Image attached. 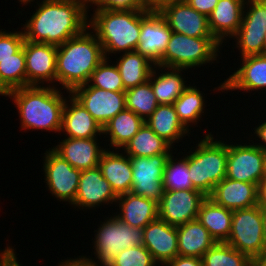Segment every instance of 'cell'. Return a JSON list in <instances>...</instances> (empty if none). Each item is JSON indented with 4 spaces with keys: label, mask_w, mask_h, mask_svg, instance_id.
Returning <instances> with one entry per match:
<instances>
[{
    "label": "cell",
    "mask_w": 266,
    "mask_h": 266,
    "mask_svg": "<svg viewBox=\"0 0 266 266\" xmlns=\"http://www.w3.org/2000/svg\"><path fill=\"white\" fill-rule=\"evenodd\" d=\"M175 100L173 106L176 110L179 121L182 125L192 133L193 127L197 125L201 118L208 113L205 109L207 100L205 101V93L200 88L191 85ZM206 112V113H205ZM194 125V126H193ZM192 127V128H191Z\"/></svg>",
    "instance_id": "obj_31"
},
{
    "label": "cell",
    "mask_w": 266,
    "mask_h": 266,
    "mask_svg": "<svg viewBox=\"0 0 266 266\" xmlns=\"http://www.w3.org/2000/svg\"><path fill=\"white\" fill-rule=\"evenodd\" d=\"M222 46L215 38H197L172 32L162 60L164 67L184 68L188 71L219 63ZM215 61V62H214ZM197 67V68H196Z\"/></svg>",
    "instance_id": "obj_7"
},
{
    "label": "cell",
    "mask_w": 266,
    "mask_h": 266,
    "mask_svg": "<svg viewBox=\"0 0 266 266\" xmlns=\"http://www.w3.org/2000/svg\"><path fill=\"white\" fill-rule=\"evenodd\" d=\"M120 152V153H119ZM98 167L102 176L110 183L116 196L131 191L133 173L130 157L122 150L106 149L100 158Z\"/></svg>",
    "instance_id": "obj_24"
},
{
    "label": "cell",
    "mask_w": 266,
    "mask_h": 266,
    "mask_svg": "<svg viewBox=\"0 0 266 266\" xmlns=\"http://www.w3.org/2000/svg\"><path fill=\"white\" fill-rule=\"evenodd\" d=\"M178 254L201 258L216 241L208 230L197 220L177 226Z\"/></svg>",
    "instance_id": "obj_29"
},
{
    "label": "cell",
    "mask_w": 266,
    "mask_h": 266,
    "mask_svg": "<svg viewBox=\"0 0 266 266\" xmlns=\"http://www.w3.org/2000/svg\"><path fill=\"white\" fill-rule=\"evenodd\" d=\"M148 3V6L152 9V0H145Z\"/></svg>",
    "instance_id": "obj_57"
},
{
    "label": "cell",
    "mask_w": 266,
    "mask_h": 266,
    "mask_svg": "<svg viewBox=\"0 0 266 266\" xmlns=\"http://www.w3.org/2000/svg\"><path fill=\"white\" fill-rule=\"evenodd\" d=\"M12 90L4 83L0 75V96L10 97Z\"/></svg>",
    "instance_id": "obj_50"
},
{
    "label": "cell",
    "mask_w": 266,
    "mask_h": 266,
    "mask_svg": "<svg viewBox=\"0 0 266 266\" xmlns=\"http://www.w3.org/2000/svg\"><path fill=\"white\" fill-rule=\"evenodd\" d=\"M258 186L254 183L225 177L208 196L215 204L230 210L246 209L257 205Z\"/></svg>",
    "instance_id": "obj_23"
},
{
    "label": "cell",
    "mask_w": 266,
    "mask_h": 266,
    "mask_svg": "<svg viewBox=\"0 0 266 266\" xmlns=\"http://www.w3.org/2000/svg\"><path fill=\"white\" fill-rule=\"evenodd\" d=\"M109 266H159V264L144 245H138L121 251Z\"/></svg>",
    "instance_id": "obj_40"
},
{
    "label": "cell",
    "mask_w": 266,
    "mask_h": 266,
    "mask_svg": "<svg viewBox=\"0 0 266 266\" xmlns=\"http://www.w3.org/2000/svg\"><path fill=\"white\" fill-rule=\"evenodd\" d=\"M241 23L266 25V0H246Z\"/></svg>",
    "instance_id": "obj_43"
},
{
    "label": "cell",
    "mask_w": 266,
    "mask_h": 266,
    "mask_svg": "<svg viewBox=\"0 0 266 266\" xmlns=\"http://www.w3.org/2000/svg\"><path fill=\"white\" fill-rule=\"evenodd\" d=\"M172 0H152V9H157L161 4Z\"/></svg>",
    "instance_id": "obj_53"
},
{
    "label": "cell",
    "mask_w": 266,
    "mask_h": 266,
    "mask_svg": "<svg viewBox=\"0 0 266 266\" xmlns=\"http://www.w3.org/2000/svg\"><path fill=\"white\" fill-rule=\"evenodd\" d=\"M185 71V72H184ZM184 68H171L155 65L150 73L149 81L160 104H173L175 100L189 87ZM184 73V74H182Z\"/></svg>",
    "instance_id": "obj_26"
},
{
    "label": "cell",
    "mask_w": 266,
    "mask_h": 266,
    "mask_svg": "<svg viewBox=\"0 0 266 266\" xmlns=\"http://www.w3.org/2000/svg\"><path fill=\"white\" fill-rule=\"evenodd\" d=\"M0 75L11 90L27 87L24 44L12 58L0 60Z\"/></svg>",
    "instance_id": "obj_38"
},
{
    "label": "cell",
    "mask_w": 266,
    "mask_h": 266,
    "mask_svg": "<svg viewBox=\"0 0 266 266\" xmlns=\"http://www.w3.org/2000/svg\"><path fill=\"white\" fill-rule=\"evenodd\" d=\"M146 124L173 148L186 136L191 134L179 121L173 104H160L152 115L145 120Z\"/></svg>",
    "instance_id": "obj_27"
},
{
    "label": "cell",
    "mask_w": 266,
    "mask_h": 266,
    "mask_svg": "<svg viewBox=\"0 0 266 266\" xmlns=\"http://www.w3.org/2000/svg\"><path fill=\"white\" fill-rule=\"evenodd\" d=\"M103 47L86 27L79 35L57 46L56 87L67 92L89 82L92 72L104 60Z\"/></svg>",
    "instance_id": "obj_2"
},
{
    "label": "cell",
    "mask_w": 266,
    "mask_h": 266,
    "mask_svg": "<svg viewBox=\"0 0 266 266\" xmlns=\"http://www.w3.org/2000/svg\"><path fill=\"white\" fill-rule=\"evenodd\" d=\"M57 266H97L91 260L85 258L83 255L77 256V258H68L59 261Z\"/></svg>",
    "instance_id": "obj_48"
},
{
    "label": "cell",
    "mask_w": 266,
    "mask_h": 266,
    "mask_svg": "<svg viewBox=\"0 0 266 266\" xmlns=\"http://www.w3.org/2000/svg\"><path fill=\"white\" fill-rule=\"evenodd\" d=\"M17 252L14 247L10 246L0 258V266H22L20 259L18 260Z\"/></svg>",
    "instance_id": "obj_47"
},
{
    "label": "cell",
    "mask_w": 266,
    "mask_h": 266,
    "mask_svg": "<svg viewBox=\"0 0 266 266\" xmlns=\"http://www.w3.org/2000/svg\"><path fill=\"white\" fill-rule=\"evenodd\" d=\"M255 266H266V249L262 255L255 261Z\"/></svg>",
    "instance_id": "obj_51"
},
{
    "label": "cell",
    "mask_w": 266,
    "mask_h": 266,
    "mask_svg": "<svg viewBox=\"0 0 266 266\" xmlns=\"http://www.w3.org/2000/svg\"><path fill=\"white\" fill-rule=\"evenodd\" d=\"M177 244V226L158 218L143 228V245L159 266L179 255Z\"/></svg>",
    "instance_id": "obj_20"
},
{
    "label": "cell",
    "mask_w": 266,
    "mask_h": 266,
    "mask_svg": "<svg viewBox=\"0 0 266 266\" xmlns=\"http://www.w3.org/2000/svg\"><path fill=\"white\" fill-rule=\"evenodd\" d=\"M264 44H265V54H266V29H265V41H264Z\"/></svg>",
    "instance_id": "obj_58"
},
{
    "label": "cell",
    "mask_w": 266,
    "mask_h": 266,
    "mask_svg": "<svg viewBox=\"0 0 266 266\" xmlns=\"http://www.w3.org/2000/svg\"><path fill=\"white\" fill-rule=\"evenodd\" d=\"M256 261L266 249L263 235L262 208L233 210L232 225L226 242Z\"/></svg>",
    "instance_id": "obj_8"
},
{
    "label": "cell",
    "mask_w": 266,
    "mask_h": 266,
    "mask_svg": "<svg viewBox=\"0 0 266 266\" xmlns=\"http://www.w3.org/2000/svg\"><path fill=\"white\" fill-rule=\"evenodd\" d=\"M60 135L68 138L103 137V128L93 116L67 91ZM65 133V134H64Z\"/></svg>",
    "instance_id": "obj_21"
},
{
    "label": "cell",
    "mask_w": 266,
    "mask_h": 266,
    "mask_svg": "<svg viewBox=\"0 0 266 266\" xmlns=\"http://www.w3.org/2000/svg\"><path fill=\"white\" fill-rule=\"evenodd\" d=\"M231 141L228 142L226 177L258 186L264 179V151L250 139L246 143Z\"/></svg>",
    "instance_id": "obj_10"
},
{
    "label": "cell",
    "mask_w": 266,
    "mask_h": 266,
    "mask_svg": "<svg viewBox=\"0 0 266 266\" xmlns=\"http://www.w3.org/2000/svg\"><path fill=\"white\" fill-rule=\"evenodd\" d=\"M173 149L178 151L177 147L173 148L145 122L122 151L129 157H151L158 154H172Z\"/></svg>",
    "instance_id": "obj_33"
},
{
    "label": "cell",
    "mask_w": 266,
    "mask_h": 266,
    "mask_svg": "<svg viewBox=\"0 0 266 266\" xmlns=\"http://www.w3.org/2000/svg\"><path fill=\"white\" fill-rule=\"evenodd\" d=\"M20 3V5H22V7H23V5L26 7V6H28L29 5V7H30V4H31V2H35V3H37V2H41V1H44V0H40V1H38V0H18Z\"/></svg>",
    "instance_id": "obj_54"
},
{
    "label": "cell",
    "mask_w": 266,
    "mask_h": 266,
    "mask_svg": "<svg viewBox=\"0 0 266 266\" xmlns=\"http://www.w3.org/2000/svg\"><path fill=\"white\" fill-rule=\"evenodd\" d=\"M144 123L145 121L131 110L119 112L103 127V138H108L104 141L110 142L108 145L106 143L107 147L104 144V147L122 150Z\"/></svg>",
    "instance_id": "obj_28"
},
{
    "label": "cell",
    "mask_w": 266,
    "mask_h": 266,
    "mask_svg": "<svg viewBox=\"0 0 266 266\" xmlns=\"http://www.w3.org/2000/svg\"><path fill=\"white\" fill-rule=\"evenodd\" d=\"M257 205L266 208V179L258 184Z\"/></svg>",
    "instance_id": "obj_49"
},
{
    "label": "cell",
    "mask_w": 266,
    "mask_h": 266,
    "mask_svg": "<svg viewBox=\"0 0 266 266\" xmlns=\"http://www.w3.org/2000/svg\"><path fill=\"white\" fill-rule=\"evenodd\" d=\"M117 196L113 192L110 183L102 176L100 168L83 170L80 175L75 201L71 204L80 210L99 209L100 206L116 205ZM105 204V205H104ZM112 204V205H111Z\"/></svg>",
    "instance_id": "obj_18"
},
{
    "label": "cell",
    "mask_w": 266,
    "mask_h": 266,
    "mask_svg": "<svg viewBox=\"0 0 266 266\" xmlns=\"http://www.w3.org/2000/svg\"><path fill=\"white\" fill-rule=\"evenodd\" d=\"M71 95L103 128L116 114L126 109L125 92L106 91L89 83L75 88Z\"/></svg>",
    "instance_id": "obj_13"
},
{
    "label": "cell",
    "mask_w": 266,
    "mask_h": 266,
    "mask_svg": "<svg viewBox=\"0 0 266 266\" xmlns=\"http://www.w3.org/2000/svg\"><path fill=\"white\" fill-rule=\"evenodd\" d=\"M93 7V8H91ZM88 11L104 10H150L145 0H88Z\"/></svg>",
    "instance_id": "obj_42"
},
{
    "label": "cell",
    "mask_w": 266,
    "mask_h": 266,
    "mask_svg": "<svg viewBox=\"0 0 266 266\" xmlns=\"http://www.w3.org/2000/svg\"><path fill=\"white\" fill-rule=\"evenodd\" d=\"M170 155L158 154L151 157H130L133 173L130 192L159 204L164 194V169Z\"/></svg>",
    "instance_id": "obj_11"
},
{
    "label": "cell",
    "mask_w": 266,
    "mask_h": 266,
    "mask_svg": "<svg viewBox=\"0 0 266 266\" xmlns=\"http://www.w3.org/2000/svg\"><path fill=\"white\" fill-rule=\"evenodd\" d=\"M203 266H255V261L226 242H216L201 257Z\"/></svg>",
    "instance_id": "obj_36"
},
{
    "label": "cell",
    "mask_w": 266,
    "mask_h": 266,
    "mask_svg": "<svg viewBox=\"0 0 266 266\" xmlns=\"http://www.w3.org/2000/svg\"><path fill=\"white\" fill-rule=\"evenodd\" d=\"M24 54L27 86L55 87L57 46L25 40Z\"/></svg>",
    "instance_id": "obj_16"
},
{
    "label": "cell",
    "mask_w": 266,
    "mask_h": 266,
    "mask_svg": "<svg viewBox=\"0 0 266 266\" xmlns=\"http://www.w3.org/2000/svg\"><path fill=\"white\" fill-rule=\"evenodd\" d=\"M88 27L102 45L105 58L111 59L135 51L141 33V10L93 9L88 14Z\"/></svg>",
    "instance_id": "obj_4"
},
{
    "label": "cell",
    "mask_w": 266,
    "mask_h": 266,
    "mask_svg": "<svg viewBox=\"0 0 266 266\" xmlns=\"http://www.w3.org/2000/svg\"><path fill=\"white\" fill-rule=\"evenodd\" d=\"M172 30L157 9L141 10V33L136 52L157 65L167 49Z\"/></svg>",
    "instance_id": "obj_14"
},
{
    "label": "cell",
    "mask_w": 266,
    "mask_h": 266,
    "mask_svg": "<svg viewBox=\"0 0 266 266\" xmlns=\"http://www.w3.org/2000/svg\"><path fill=\"white\" fill-rule=\"evenodd\" d=\"M262 221H263L264 242L266 245V208H262Z\"/></svg>",
    "instance_id": "obj_52"
},
{
    "label": "cell",
    "mask_w": 266,
    "mask_h": 266,
    "mask_svg": "<svg viewBox=\"0 0 266 266\" xmlns=\"http://www.w3.org/2000/svg\"><path fill=\"white\" fill-rule=\"evenodd\" d=\"M25 37L22 28L15 31L0 29V60L12 58L24 44Z\"/></svg>",
    "instance_id": "obj_41"
},
{
    "label": "cell",
    "mask_w": 266,
    "mask_h": 266,
    "mask_svg": "<svg viewBox=\"0 0 266 266\" xmlns=\"http://www.w3.org/2000/svg\"><path fill=\"white\" fill-rule=\"evenodd\" d=\"M48 149L42 156L45 187L56 200L67 202L71 206L76 198L82 171L72 167L52 148Z\"/></svg>",
    "instance_id": "obj_9"
},
{
    "label": "cell",
    "mask_w": 266,
    "mask_h": 266,
    "mask_svg": "<svg viewBox=\"0 0 266 266\" xmlns=\"http://www.w3.org/2000/svg\"><path fill=\"white\" fill-rule=\"evenodd\" d=\"M262 122H258V124L253 128L252 131H254V134H247L249 137L246 138H253L252 136L254 135L255 137L253 138V140H250L252 142H255L254 144L261 148L263 151H266V120H264V122L262 124H260ZM257 138V140H256ZM254 139L257 141H254Z\"/></svg>",
    "instance_id": "obj_45"
},
{
    "label": "cell",
    "mask_w": 266,
    "mask_h": 266,
    "mask_svg": "<svg viewBox=\"0 0 266 266\" xmlns=\"http://www.w3.org/2000/svg\"><path fill=\"white\" fill-rule=\"evenodd\" d=\"M233 210L215 204L206 198L200 205L197 220L216 242H227L232 225Z\"/></svg>",
    "instance_id": "obj_30"
},
{
    "label": "cell",
    "mask_w": 266,
    "mask_h": 266,
    "mask_svg": "<svg viewBox=\"0 0 266 266\" xmlns=\"http://www.w3.org/2000/svg\"><path fill=\"white\" fill-rule=\"evenodd\" d=\"M157 10L166 19L172 32L197 38H214L208 17L193 9L185 0H172Z\"/></svg>",
    "instance_id": "obj_15"
},
{
    "label": "cell",
    "mask_w": 266,
    "mask_h": 266,
    "mask_svg": "<svg viewBox=\"0 0 266 266\" xmlns=\"http://www.w3.org/2000/svg\"><path fill=\"white\" fill-rule=\"evenodd\" d=\"M116 206L113 214L131 227L143 229L158 219V203L131 192L117 196Z\"/></svg>",
    "instance_id": "obj_25"
},
{
    "label": "cell",
    "mask_w": 266,
    "mask_h": 266,
    "mask_svg": "<svg viewBox=\"0 0 266 266\" xmlns=\"http://www.w3.org/2000/svg\"><path fill=\"white\" fill-rule=\"evenodd\" d=\"M264 179H266V151H264Z\"/></svg>",
    "instance_id": "obj_55"
},
{
    "label": "cell",
    "mask_w": 266,
    "mask_h": 266,
    "mask_svg": "<svg viewBox=\"0 0 266 266\" xmlns=\"http://www.w3.org/2000/svg\"><path fill=\"white\" fill-rule=\"evenodd\" d=\"M187 152V163L193 187L209 196L214 187L226 177L228 141L208 132ZM223 139V140H222Z\"/></svg>",
    "instance_id": "obj_5"
},
{
    "label": "cell",
    "mask_w": 266,
    "mask_h": 266,
    "mask_svg": "<svg viewBox=\"0 0 266 266\" xmlns=\"http://www.w3.org/2000/svg\"><path fill=\"white\" fill-rule=\"evenodd\" d=\"M125 97L126 109L133 111L144 121L152 115L159 105L149 80L125 90Z\"/></svg>",
    "instance_id": "obj_37"
},
{
    "label": "cell",
    "mask_w": 266,
    "mask_h": 266,
    "mask_svg": "<svg viewBox=\"0 0 266 266\" xmlns=\"http://www.w3.org/2000/svg\"><path fill=\"white\" fill-rule=\"evenodd\" d=\"M245 2L246 0H218L208 16L210 31L221 45L226 46L239 30Z\"/></svg>",
    "instance_id": "obj_22"
},
{
    "label": "cell",
    "mask_w": 266,
    "mask_h": 266,
    "mask_svg": "<svg viewBox=\"0 0 266 266\" xmlns=\"http://www.w3.org/2000/svg\"><path fill=\"white\" fill-rule=\"evenodd\" d=\"M265 29L266 25L241 23L239 30L232 37L240 58L265 54Z\"/></svg>",
    "instance_id": "obj_34"
},
{
    "label": "cell",
    "mask_w": 266,
    "mask_h": 266,
    "mask_svg": "<svg viewBox=\"0 0 266 266\" xmlns=\"http://www.w3.org/2000/svg\"><path fill=\"white\" fill-rule=\"evenodd\" d=\"M180 152L177 157L174 156L176 152L172 153L167 160L163 175L164 191L196 190L191 182L187 154ZM180 155L183 156L180 158Z\"/></svg>",
    "instance_id": "obj_35"
},
{
    "label": "cell",
    "mask_w": 266,
    "mask_h": 266,
    "mask_svg": "<svg viewBox=\"0 0 266 266\" xmlns=\"http://www.w3.org/2000/svg\"><path fill=\"white\" fill-rule=\"evenodd\" d=\"M26 18L25 40L61 45L88 27V0H44Z\"/></svg>",
    "instance_id": "obj_1"
},
{
    "label": "cell",
    "mask_w": 266,
    "mask_h": 266,
    "mask_svg": "<svg viewBox=\"0 0 266 266\" xmlns=\"http://www.w3.org/2000/svg\"><path fill=\"white\" fill-rule=\"evenodd\" d=\"M206 198L199 190L164 191L158 204V218L173 226L186 224L197 219Z\"/></svg>",
    "instance_id": "obj_17"
},
{
    "label": "cell",
    "mask_w": 266,
    "mask_h": 266,
    "mask_svg": "<svg viewBox=\"0 0 266 266\" xmlns=\"http://www.w3.org/2000/svg\"><path fill=\"white\" fill-rule=\"evenodd\" d=\"M240 65L237 70L230 74L228 78L219 83V85L212 91L214 93H228L235 90L245 93L256 92L265 94L266 92V54L263 55H251L240 58ZM242 62V63H241ZM262 92H261V91ZM265 90V91H264ZM221 91V92H220ZM226 91V92H225ZM260 91V92H259ZM264 91V93H263Z\"/></svg>",
    "instance_id": "obj_12"
},
{
    "label": "cell",
    "mask_w": 266,
    "mask_h": 266,
    "mask_svg": "<svg viewBox=\"0 0 266 266\" xmlns=\"http://www.w3.org/2000/svg\"><path fill=\"white\" fill-rule=\"evenodd\" d=\"M63 93H66L65 90L62 92L60 87L53 86H27L12 90L9 98L17 107L20 130H41L60 135L67 98Z\"/></svg>",
    "instance_id": "obj_3"
},
{
    "label": "cell",
    "mask_w": 266,
    "mask_h": 266,
    "mask_svg": "<svg viewBox=\"0 0 266 266\" xmlns=\"http://www.w3.org/2000/svg\"><path fill=\"white\" fill-rule=\"evenodd\" d=\"M63 139L51 148L80 171L97 167L102 153L106 150L99 144L102 142L98 137Z\"/></svg>",
    "instance_id": "obj_19"
},
{
    "label": "cell",
    "mask_w": 266,
    "mask_h": 266,
    "mask_svg": "<svg viewBox=\"0 0 266 266\" xmlns=\"http://www.w3.org/2000/svg\"><path fill=\"white\" fill-rule=\"evenodd\" d=\"M105 215L94 229V239L91 245L94 249L91 256L83 255L97 266H109L115 256L126 248L143 245V229L131 227L119 220L113 212ZM94 255V258L92 257Z\"/></svg>",
    "instance_id": "obj_6"
},
{
    "label": "cell",
    "mask_w": 266,
    "mask_h": 266,
    "mask_svg": "<svg viewBox=\"0 0 266 266\" xmlns=\"http://www.w3.org/2000/svg\"><path fill=\"white\" fill-rule=\"evenodd\" d=\"M115 65L121 75L125 90L149 80L155 64L136 51L120 53Z\"/></svg>",
    "instance_id": "obj_32"
},
{
    "label": "cell",
    "mask_w": 266,
    "mask_h": 266,
    "mask_svg": "<svg viewBox=\"0 0 266 266\" xmlns=\"http://www.w3.org/2000/svg\"><path fill=\"white\" fill-rule=\"evenodd\" d=\"M110 58L104 60L92 72L89 84L92 87L105 89L106 91L125 92L121 75Z\"/></svg>",
    "instance_id": "obj_39"
},
{
    "label": "cell",
    "mask_w": 266,
    "mask_h": 266,
    "mask_svg": "<svg viewBox=\"0 0 266 266\" xmlns=\"http://www.w3.org/2000/svg\"><path fill=\"white\" fill-rule=\"evenodd\" d=\"M163 266H203V263L201 258L178 255Z\"/></svg>",
    "instance_id": "obj_46"
},
{
    "label": "cell",
    "mask_w": 266,
    "mask_h": 266,
    "mask_svg": "<svg viewBox=\"0 0 266 266\" xmlns=\"http://www.w3.org/2000/svg\"><path fill=\"white\" fill-rule=\"evenodd\" d=\"M6 245H7V247H4L5 249L0 250V258H1V256L4 254V252L10 247L9 244H6Z\"/></svg>",
    "instance_id": "obj_56"
},
{
    "label": "cell",
    "mask_w": 266,
    "mask_h": 266,
    "mask_svg": "<svg viewBox=\"0 0 266 266\" xmlns=\"http://www.w3.org/2000/svg\"><path fill=\"white\" fill-rule=\"evenodd\" d=\"M193 9L199 13L209 16L218 3V0H185Z\"/></svg>",
    "instance_id": "obj_44"
}]
</instances>
